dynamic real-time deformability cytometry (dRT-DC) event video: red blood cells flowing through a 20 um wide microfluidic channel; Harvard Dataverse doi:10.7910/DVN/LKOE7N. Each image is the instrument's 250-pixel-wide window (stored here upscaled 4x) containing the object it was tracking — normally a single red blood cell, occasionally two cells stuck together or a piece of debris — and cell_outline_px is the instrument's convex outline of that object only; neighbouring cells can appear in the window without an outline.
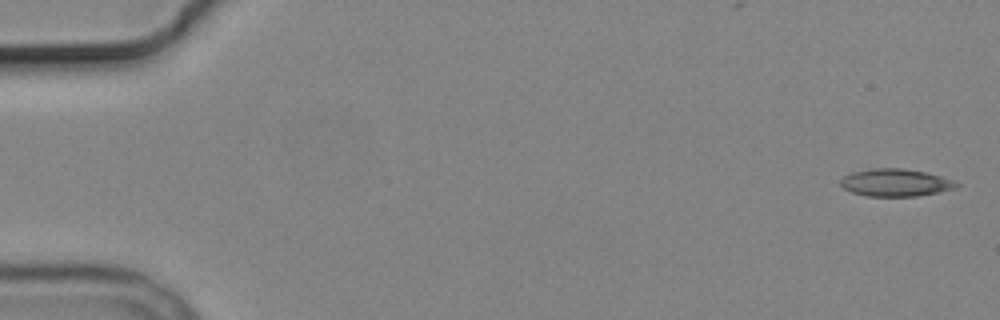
{"species": "common noctule bat (a hibernating species)", "species_latin": "Nyctalus noctula", "temperature_condition": "cold", "stored_images_in_passage": 6, "camera_frame_rate_fps": 3000, "um_per_image_px": 0.085, "animal": {"sex": "male", "body_mass_g": 19.2, "forearm_length_mm": 51.8}, "frame": {"image": 1, "passage_image": 1, "time_ms": 0.0, "image_size_px": [1000, 320], "cell_outline_px": [[960, 184], [952, 188], [940, 192], [916, 196], [868, 196], [852, 192], [844, 188], [840, 184], [840, 180], [844, 176], [852, 172], [872, 168], [904, 168], [924, 172], [940, 176], [952, 180]], "centroid_in_image_um": [76.09, 15.52], "position_along_channel_um": 8.9, "area_um2": 18.38}}
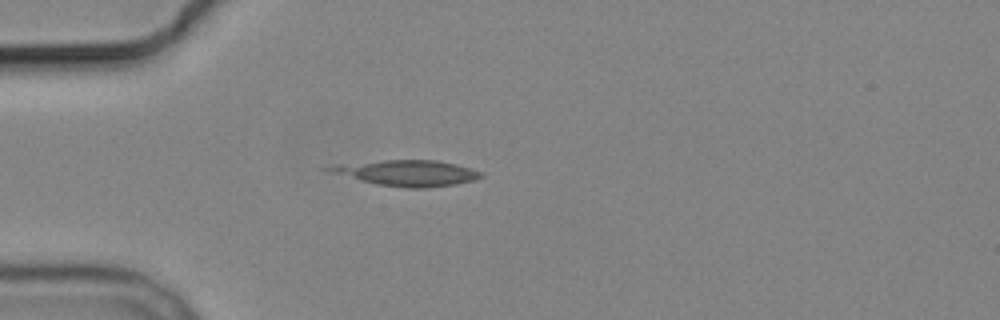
{"frame": {"image": 2, "passage_image": 5, "time_ms": 4.667, "image_size_px": [1000, 320], "cell_outline_px": [[484, 176], [472, 180], [456, 184], [428, 188], [408, 188], [376, 184], [328, 172], [320, 168], [336, 164], [384, 160], [436, 160], [456, 164], [472, 168], [484, 172]], "centroid_in_image_um": [34.59, 14.7], "position_along_channel_um": 50.4, "area_um2": 23.0}}